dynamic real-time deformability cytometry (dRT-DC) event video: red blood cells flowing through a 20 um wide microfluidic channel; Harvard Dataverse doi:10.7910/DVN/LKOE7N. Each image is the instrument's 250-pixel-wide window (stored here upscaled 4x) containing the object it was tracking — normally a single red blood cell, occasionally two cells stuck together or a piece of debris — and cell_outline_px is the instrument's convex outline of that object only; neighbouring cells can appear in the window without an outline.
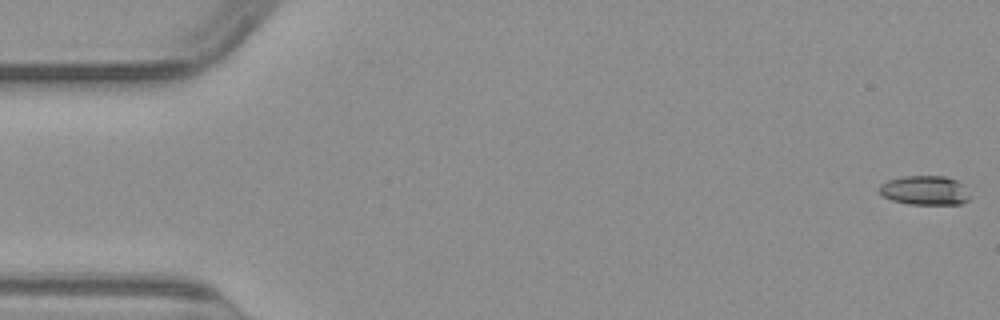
{"species": "common noctule bat (a hibernating species)", "species_latin": "Nyctalus noctula", "temperature_condition": "warm", "stored_images_in_passage": 51, "segment_of_instrument_passage": [1, 2], "camera_frame_rate_fps": 3000, "um_per_image_px": 0.085, "animal": {"sex": "male", "body_mass_g": 23.1, "forearm_length_mm": 52.7}, "frame": {"image": 1, "passage_image": 1, "time_ms": 0.0, "image_size_px": [1000, 320], "cell_outline_px": [[968, 200], [960, 204], [908, 204], [892, 200], [880, 196], [876, 188], [880, 184], [888, 180], [904, 176], [944, 176], [956, 180], [960, 184], [968, 196]], "centroid_in_image_um": [78.49, 16.18], "position_along_channel_um": 6.5, "area_um2": 15.37}}
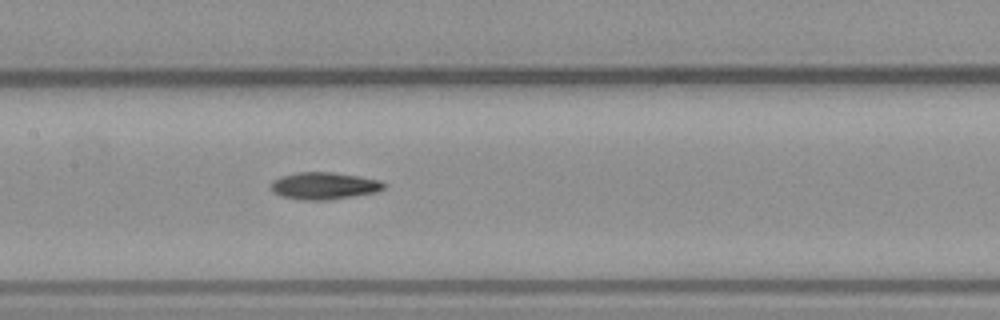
{"frame": {"image": 2, "passage_image": 24, "time_ms": 7.667, "image_size_px": [1000, 320], "cell_outline_px": [[384, 188], [376, 192], [352, 196], [324, 200], [300, 200], [280, 196], [272, 192], [272, 180], [280, 176], [300, 172], [332, 172], [360, 176], [380, 180], [384, 184]], "centroid_in_image_um": [27.51, 15.79], "position_along_channel_um": 179.9, "area_um2": 17.8}}
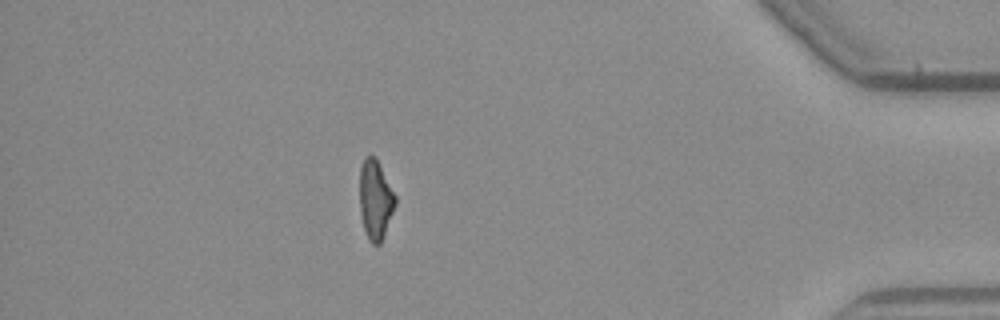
{"frame": {"image": 3, "passage_image": 44, "time_ms": 14.333, "image_size_px": [1000, 320], "cell_outline_px": [[396, 204], [380, 244], [372, 244], [368, 240], [364, 228], [360, 212], [360, 168], [364, 156], [376, 156], [396, 196]], "centroid_in_image_um": [31.9, 16.94], "position_along_channel_um": 403.3, "area_um2": 16.47}}